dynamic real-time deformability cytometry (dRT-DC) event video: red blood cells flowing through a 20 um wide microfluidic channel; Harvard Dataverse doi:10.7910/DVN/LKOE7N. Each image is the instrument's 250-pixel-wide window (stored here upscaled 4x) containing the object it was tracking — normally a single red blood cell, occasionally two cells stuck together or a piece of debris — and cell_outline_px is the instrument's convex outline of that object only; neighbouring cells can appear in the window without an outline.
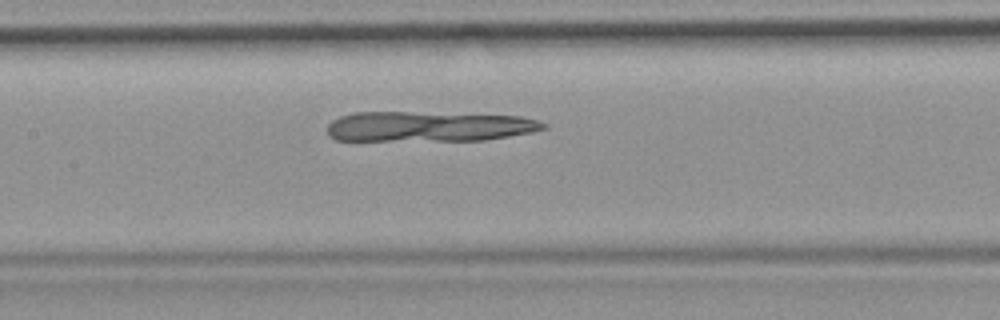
{"species": "common noctule bat (a hibernating species)", "species_latin": "Nyctalus noctula", "temperature_condition": "room temperature", "stored_images_in_passage": 38, "camera_frame_rate_fps": 3000, "um_per_image_px": 0.085, "animal": {"sex": "female", "body_mass_g": 19.9}, "frame": {"image": 1, "passage_image": 11, "time_ms": 3.333, "image_size_px": [1000, 320], "cell_outline_px": [[548, 128], [532, 132], [484, 140], [336, 140], [328, 136], [328, 124], [332, 120], [340, 116], [352, 112], [408, 112], [520, 116], [536, 120], [548, 124]], "centroid_in_image_um": [36.43, 10.75], "position_along_channel_um": 171.0, "area_um2": 37.86}}